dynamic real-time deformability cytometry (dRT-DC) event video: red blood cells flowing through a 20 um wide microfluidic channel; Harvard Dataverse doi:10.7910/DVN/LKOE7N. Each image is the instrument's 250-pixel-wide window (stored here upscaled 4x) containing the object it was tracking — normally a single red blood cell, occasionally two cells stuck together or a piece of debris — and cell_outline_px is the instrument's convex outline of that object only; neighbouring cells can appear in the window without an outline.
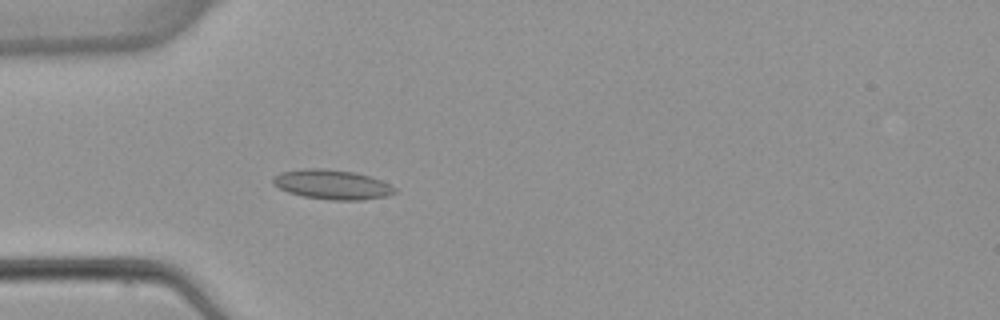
{"species": "common noctule bat (a hibernating species)", "species_latin": "Nyctalus noctula", "temperature_condition": "warm", "stored_images_in_passage": 3, "camera_frame_rate_fps": 3000, "um_per_image_px": 0.085, "animal": {"sex": "female", "body_mass_g": 22.7, "forearm_length_mm": 54.2}, "frame": {"image": 1, "passage_image": 3, "time_ms": 2.333, "image_size_px": [1000, 320], "cell_outline_px": [[396, 192], [388, 196], [360, 200], [332, 200], [304, 196], [288, 192], [272, 184], [272, 176], [280, 172], [304, 168], [324, 168], [356, 172], [380, 180], [396, 188]], "centroid_in_image_um": [28.2, 15.67], "position_along_channel_um": 56.8, "area_um2": 21.04}}